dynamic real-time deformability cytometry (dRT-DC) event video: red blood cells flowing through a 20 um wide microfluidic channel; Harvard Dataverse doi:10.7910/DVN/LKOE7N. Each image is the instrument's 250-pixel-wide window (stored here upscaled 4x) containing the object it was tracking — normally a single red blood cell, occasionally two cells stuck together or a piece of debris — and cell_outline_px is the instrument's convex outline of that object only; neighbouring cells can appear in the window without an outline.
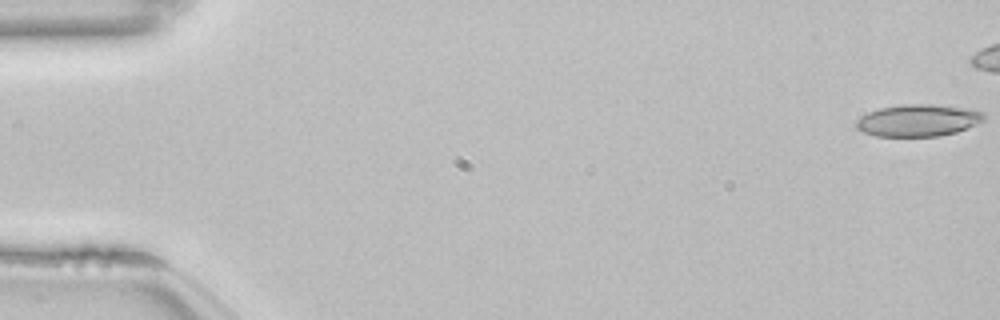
{"species": "common noctule bat (a hibernating species)", "species_latin": "Nyctalus noctula", "temperature_condition": "room temperature", "stored_images_in_passage": 44, "camera_frame_rate_fps": 3000, "um_per_image_px": 0.085, "animal": {"sex": "female", "body_mass_g": 22.7, "forearm_length_mm": 54.2}, "frame": {"image": 1, "passage_image": 1, "time_ms": 0.0, "image_size_px": [1000, 320], "cell_outline_px": [[984, 120], [980, 124], [956, 132], [940, 136], [876, 136], [864, 132], [856, 128], [856, 120], [868, 112], [880, 108], [904, 104], [932, 104], [964, 108], [984, 112]], "centroid_in_image_um": [78.06, 10.23], "position_along_channel_um": 6.9, "area_um2": 23.81}}
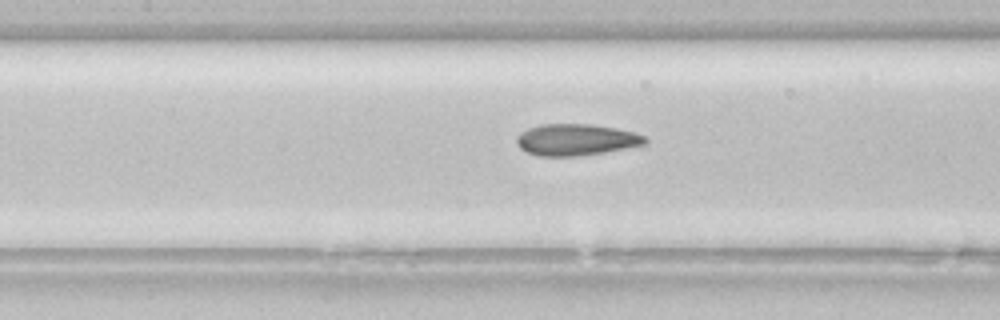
{"frame": {"image": 2, "passage_image": 25, "time_ms": 8.0, "image_size_px": [1000, 320], "cell_outline_px": [[648, 140], [644, 144], [604, 152], [576, 156], [540, 156], [528, 152], [520, 148], [516, 144], [516, 136], [520, 132], [528, 128], [540, 124], [592, 124], [616, 128], [648, 136]], "centroid_in_image_um": [48.94, 11.86], "position_along_channel_um": 158.5, "area_um2": 23.58}}
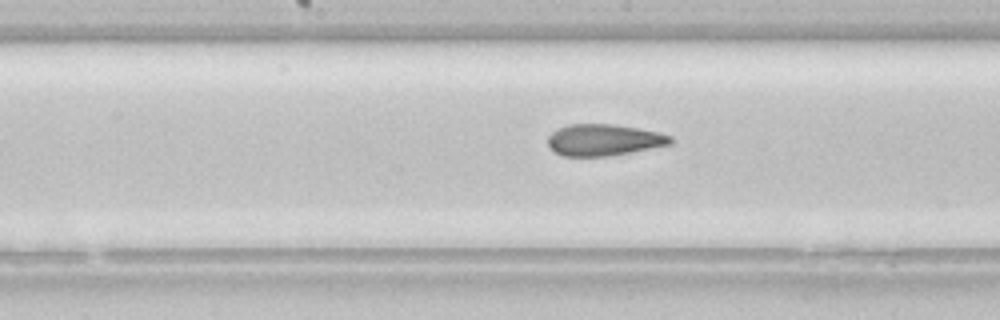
{"frame": {"image": 3, "passage_image": 28, "time_ms": 9.0, "image_size_px": [1000, 320], "cell_outline_px": [[672, 144], [632, 152], [608, 156], [564, 156], [556, 152], [548, 144], [548, 136], [556, 128], [568, 124], [612, 124], [660, 132], [672, 136]], "centroid_in_image_um": [51.33, 11.89], "position_along_channel_um": 196.9, "area_um2": 22.54}}